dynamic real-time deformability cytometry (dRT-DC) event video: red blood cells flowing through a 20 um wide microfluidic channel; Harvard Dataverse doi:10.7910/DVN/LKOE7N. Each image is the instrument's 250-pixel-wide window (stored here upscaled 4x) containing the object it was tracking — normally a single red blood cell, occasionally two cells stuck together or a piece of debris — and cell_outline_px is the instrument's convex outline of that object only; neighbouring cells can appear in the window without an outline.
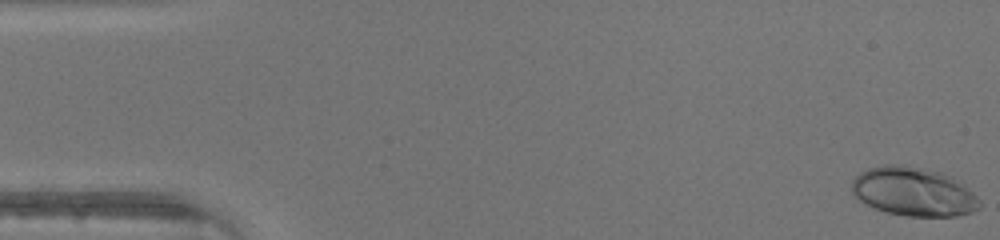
{"species": "human", "species_latin": "Homo sapiens", "temperature_condition": "warm", "stored_images_in_passage": 12, "camera_frame_rate_fps": 3000, "um_per_image_px": 0.085, "donor": {"sex": "male"}, "frame": {"image": 1, "passage_image": 1, "time_ms": 0.0, "image_size_px": [1000, 240], "cell_outline_px": [[980, 208], [972, 212], [956, 216], [904, 216], [872, 208], [864, 204], [852, 192], [852, 180], [860, 172], [868, 168], [884, 164], [892, 164], [920, 168], [940, 172], [952, 176], [972, 192], [980, 200]], "centroid_in_image_um": [77.63, 16.3], "position_along_channel_um": 7.4, "area_um2": 36.3}}